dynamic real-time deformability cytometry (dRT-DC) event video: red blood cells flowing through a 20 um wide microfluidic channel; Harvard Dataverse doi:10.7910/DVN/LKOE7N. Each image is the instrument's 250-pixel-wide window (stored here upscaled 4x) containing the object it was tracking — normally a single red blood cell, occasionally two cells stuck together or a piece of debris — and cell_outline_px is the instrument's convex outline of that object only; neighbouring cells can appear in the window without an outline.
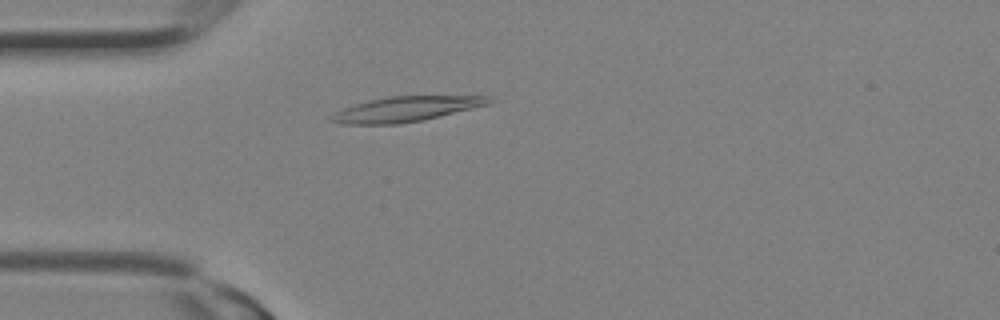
{"species": "Egyptian fruit bat (a non-hibernating species)", "species_latin": "Rousettus aegyptiacus", "temperature_condition": "room temperature", "stored_images_in_passage": 7, "camera_frame_rate_fps": 3000, "um_per_image_px": 0.085, "animal": {"sex": "female"}, "frame": {"image": 1, "passage_image": 1, "time_ms": 0.0, "image_size_px": [1000, 320], "cell_outline_px": [[496, 100], [492, 104], [424, 120], [400, 124], [340, 124], [328, 120], [328, 116], [344, 108], [368, 100], [392, 96], [488, 96]], "centroid_in_image_um": [34.54, 9.28], "position_along_channel_um": 50.5, "area_um2": 23.24}}
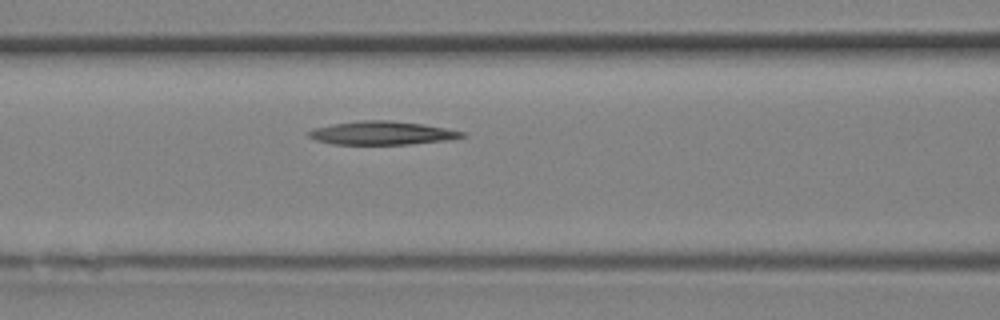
{"frame": {"image": 2, "passage_image": 5, "time_ms": 1.333, "image_size_px": [1000, 320], "cell_outline_px": [[468, 136], [448, 140], [408, 144], [332, 144], [316, 140], [308, 136], [308, 132], [312, 128], [332, 124], [360, 120], [388, 120], [420, 124], [444, 128], [464, 132]], "centroid_in_image_um": [32.44, 11.31], "position_along_channel_um": 134.2, "area_um2": 20.81}}
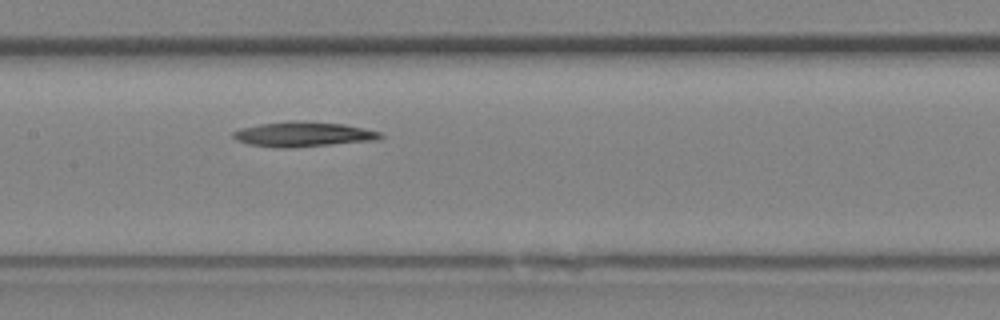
{"frame": {"image": 3, "passage_image": 7, "time_ms": 2.0, "image_size_px": [1000, 320], "cell_outline_px": [[384, 136], [376, 140], [288, 148], [280, 148], [248, 144], [236, 140], [232, 136], [232, 132], [240, 128], [260, 124], [300, 120], [344, 124], [364, 128], [380, 132]], "centroid_in_image_um": [25.75, 11.41], "position_along_channel_um": 181.6, "area_um2": 21.27}}